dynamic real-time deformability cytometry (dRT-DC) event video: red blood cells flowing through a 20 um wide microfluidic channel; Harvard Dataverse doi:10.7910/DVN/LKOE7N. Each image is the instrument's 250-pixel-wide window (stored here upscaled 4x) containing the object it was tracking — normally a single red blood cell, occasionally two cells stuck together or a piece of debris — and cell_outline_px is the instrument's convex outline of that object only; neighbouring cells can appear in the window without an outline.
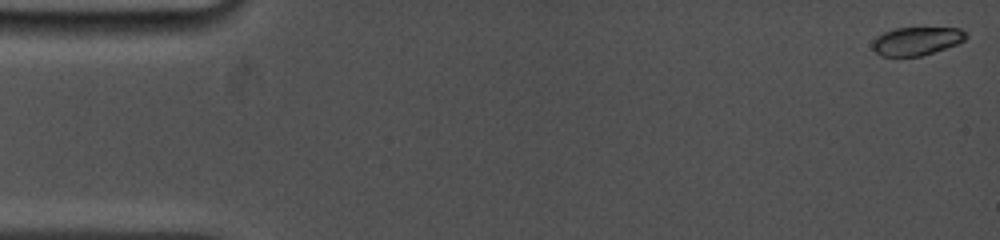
{"species": "common noctule bat (a hibernating species)", "species_latin": "Nyctalus noctula", "temperature_condition": "cold", "stored_images_in_passage": 36, "camera_frame_rate_fps": 5000, "um_per_image_px": 0.085, "animal": {"sex": "female", "body_mass_g": 19.0, "forearm_length_mm": 53.3}, "frame": {"image": 1, "passage_image": 1, "time_ms": 0.0, "image_size_px": [1000, 240], "cell_outline_px": [[968, 36], [964, 40], [956, 44], [920, 56], [880, 56], [872, 48], [872, 40], [876, 36], [884, 32], [896, 28], [960, 28]], "centroid_in_image_um": [77.86, 3.49], "position_along_channel_um": 7.1, "area_um2": 15.26}}
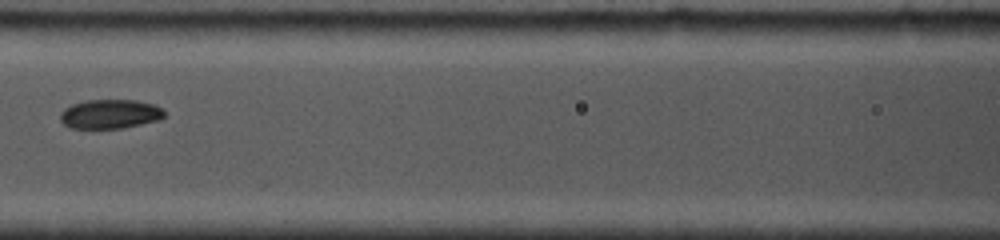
{"frame": {"image": 2, "passage_image": 16, "time_ms": 7.4, "image_size_px": [1000, 240], "cell_outline_px": [[164, 116], [160, 120], [124, 128], [72, 128], [64, 124], [60, 120], [60, 112], [64, 108], [72, 104], [84, 100], [136, 100], [152, 104], [160, 108], [164, 112]], "centroid_in_image_um": [9.33, 9.69], "position_along_channel_um": 157.3, "area_um2": 17.74}}
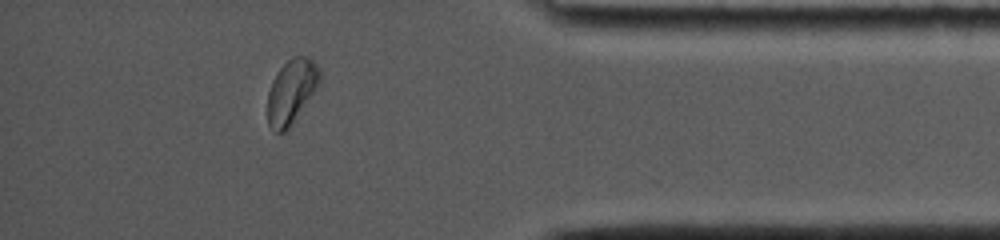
{"frame": {"image": 3, "passage_image": 31, "time_ms": 14.4, "image_size_px": [1000, 240], "cell_outline_px": [[320, 80], [316, 88], [288, 128], [284, 132], [276, 132], [268, 124], [268, 92], [272, 80], [280, 68], [292, 56], [308, 56], [320, 68]], "centroid_in_image_um": [24.76, 7.73], "position_along_channel_um": 410.4, "area_um2": 19.07}, "authors_computed_cell_mechanics": {"area_um2": 18.2648, "velocity_mm_per_s": 3.8398, "shape_relaxation_time_tau1_ms": 6.3516, "shape_relaxation_time_tau2_ms": 2.4022, "deformation_change_tau1": 0.1604, "deformation_change_tau2": 0.0502}}